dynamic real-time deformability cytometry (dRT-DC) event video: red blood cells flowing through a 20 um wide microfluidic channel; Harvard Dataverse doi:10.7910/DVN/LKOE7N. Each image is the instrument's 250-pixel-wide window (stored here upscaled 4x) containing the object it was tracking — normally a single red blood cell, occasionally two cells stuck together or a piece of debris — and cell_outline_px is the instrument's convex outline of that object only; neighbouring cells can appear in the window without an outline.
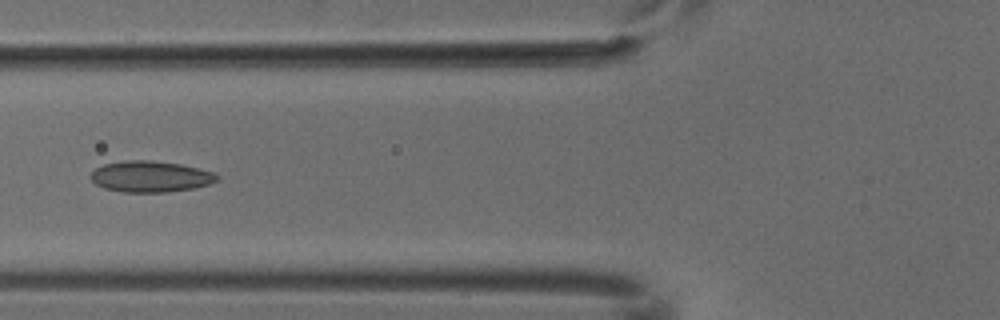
{"species": "common noctule bat (a hibernating species)", "species_latin": "Nyctalus noctula", "temperature_condition": "cold", "stored_images_in_passage": 6, "camera_frame_rate_fps": 3000, "um_per_image_px": 0.085, "animal": {"sex": "male", "body_mass_g": 18.8}, "frame": {"image": 1, "passage_image": 6, "time_ms": 1.667, "image_size_px": [1000, 320], "cell_outline_px": [[220, 180], [208, 184], [192, 188], [168, 192], [124, 192], [104, 188], [96, 184], [88, 176], [96, 168], [104, 164], [124, 160], [152, 160], [180, 164], [200, 168], [212, 172], [220, 176]], "centroid_in_image_um": [12.79, 15.0], "position_along_channel_um": 113.0, "area_um2": 23.0}}